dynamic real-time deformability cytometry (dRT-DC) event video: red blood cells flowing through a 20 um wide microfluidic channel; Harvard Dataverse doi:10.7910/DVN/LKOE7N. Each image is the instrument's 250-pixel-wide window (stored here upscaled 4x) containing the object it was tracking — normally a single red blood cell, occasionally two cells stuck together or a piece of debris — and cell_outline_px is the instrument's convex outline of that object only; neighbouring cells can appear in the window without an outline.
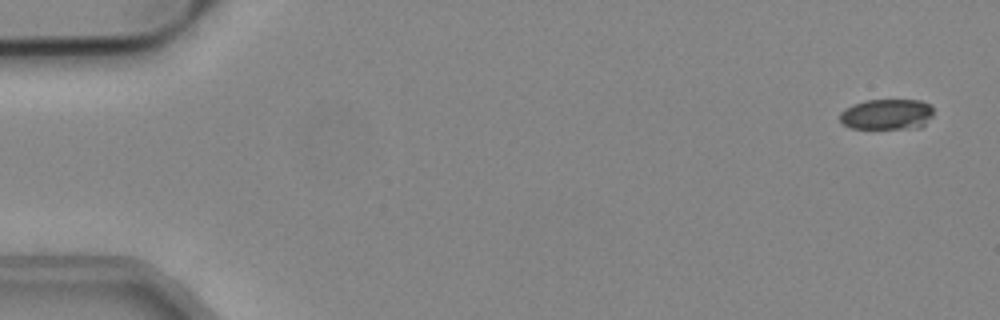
{"species": "common noctule bat (a hibernating species)", "species_latin": "Nyctalus noctula", "temperature_condition": "cold", "stored_images_in_passage": 55, "camera_frame_rate_fps": 3000, "um_per_image_px": 0.085, "animal": {"sex": "male", "body_mass_g": 19.2, "forearm_length_mm": 51.8}, "frame": {"image": 1, "passage_image": 3, "time_ms": 0.667, "image_size_px": [1000, 320], "cell_outline_px": [[932, 116], [920, 128], [852, 128], [844, 124], [840, 120], [840, 112], [844, 108], [852, 104], [864, 100], [920, 100], [928, 104], [932, 108]], "centroid_in_image_um": [75.36, 9.71], "position_along_channel_um": 9.6, "area_um2": 16.7}}